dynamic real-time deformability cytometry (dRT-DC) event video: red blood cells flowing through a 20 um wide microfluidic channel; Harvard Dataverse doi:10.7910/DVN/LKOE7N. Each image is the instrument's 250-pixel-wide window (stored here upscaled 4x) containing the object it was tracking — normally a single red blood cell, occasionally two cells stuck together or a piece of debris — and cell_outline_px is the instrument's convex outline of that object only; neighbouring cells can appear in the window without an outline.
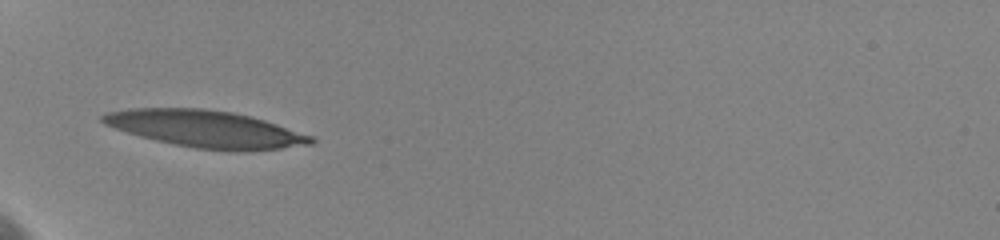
{"species": "human", "species_latin": "Homo sapiens", "temperature_condition": "cold", "stored_images_in_passage": 14, "camera_frame_rate_fps": 3000, "um_per_image_px": 0.085, "donor": {"sex": "female"}, "frame": {"image": 1, "passage_image": 1, "time_ms": 0.0, "image_size_px": [1000, 240], "cell_outline_px": [[316, 140], [312, 144], [280, 148], [244, 152], [232, 152], [196, 148], [156, 140], [140, 136], [104, 124], [100, 120], [100, 116], [104, 112], [128, 108], [204, 108], [232, 112], [252, 116], [312, 136]], "centroid_in_image_um": [17.47, 10.96], "position_along_channel_um": 67.5, "area_um2": 44.97}}